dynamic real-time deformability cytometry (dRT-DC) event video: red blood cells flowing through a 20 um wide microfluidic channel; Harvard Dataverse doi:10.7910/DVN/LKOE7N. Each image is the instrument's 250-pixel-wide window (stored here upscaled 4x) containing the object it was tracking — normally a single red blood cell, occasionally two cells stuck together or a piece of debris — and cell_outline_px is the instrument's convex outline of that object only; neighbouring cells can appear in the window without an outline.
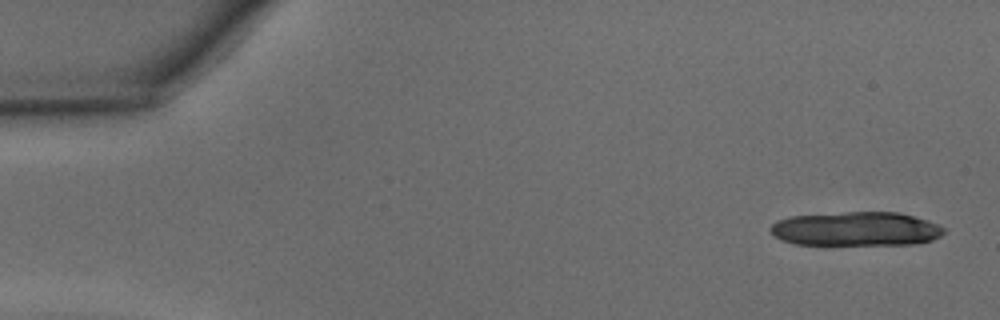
{"species": "common noctule bat (a hibernating species)", "species_latin": "Nyctalus noctula", "temperature_condition": "warm", "stored_images_in_passage": 16, "camera_frame_rate_fps": 3000, "um_per_image_px": 0.085, "animal": {"sex": "male", "body_mass_g": 15.6}, "frame": {"image": 1, "passage_image": 1, "time_ms": 0.0, "image_size_px": [1000, 320], "cell_outline_px": [[944, 232], [940, 236], [932, 240], [912, 244], [796, 244], [780, 240], [768, 228], [776, 220], [792, 216], [848, 212], [896, 212], [928, 220], [944, 228]], "centroid_in_image_um": [72.74, 19.45], "position_along_channel_um": 12.3, "area_um2": 34.16}}
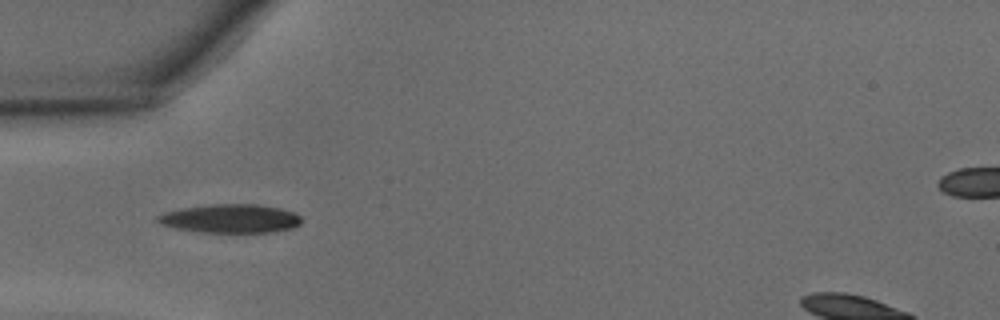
{"frame": {"image": 2, "passage_image": 14, "time_ms": 4.333, "image_size_px": [1000, 320], "cell_outline_px": [[300, 224], [292, 228], [276, 232], [200, 232], [176, 228], [160, 224], [156, 220], [156, 216], [164, 212], [184, 208], [208, 204], [256, 204], [280, 208], [296, 212], [300, 216]], "centroid_in_image_um": [19.6, 18.57], "position_along_channel_um": 65.4, "area_um2": 24.1}}